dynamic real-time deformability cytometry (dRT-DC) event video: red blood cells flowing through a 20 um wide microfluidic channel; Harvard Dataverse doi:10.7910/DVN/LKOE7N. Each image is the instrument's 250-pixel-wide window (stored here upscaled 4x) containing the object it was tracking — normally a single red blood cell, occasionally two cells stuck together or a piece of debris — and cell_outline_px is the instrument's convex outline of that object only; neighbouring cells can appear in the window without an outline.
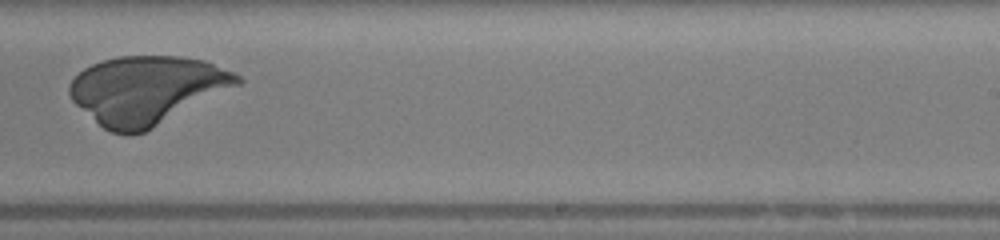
{"species": "human", "species_latin": "Homo sapiens", "temperature_condition": "warm", "stored_images_in_passage": 26, "camera_frame_rate_fps": 3000, "um_per_image_px": 0.085, "donor": {"sex": "female"}, "frame": {"image": 1, "passage_image": 19, "time_ms": 6.0, "image_size_px": [1000, 240], "cell_outline_px": [[244, 80], [240, 84], [144, 132], [112, 132], [104, 128], [76, 104], [72, 100], [68, 92], [68, 88], [72, 80], [84, 68], [92, 64], [104, 60], [120, 56], [180, 56], [204, 60], [232, 72], [240, 76]], "centroid_in_image_um": [12.47, 7.62], "position_along_channel_um": 276.5, "area_um2": 65.55}}